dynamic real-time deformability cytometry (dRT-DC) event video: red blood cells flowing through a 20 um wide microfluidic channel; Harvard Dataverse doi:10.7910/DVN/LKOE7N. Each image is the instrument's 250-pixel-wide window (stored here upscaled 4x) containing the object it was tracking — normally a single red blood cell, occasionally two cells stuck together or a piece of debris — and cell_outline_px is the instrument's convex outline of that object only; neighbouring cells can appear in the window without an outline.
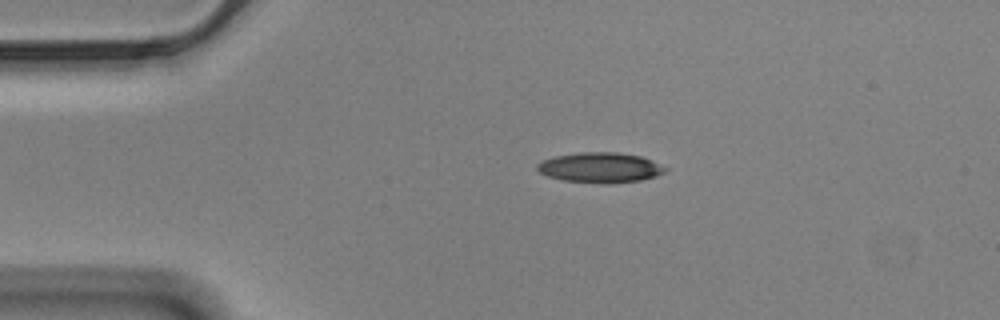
{"species": "Egyptian fruit bat (a non-hibernating species)", "species_latin": "Rousettus aegyptiacus", "temperature_condition": "cold", "stored_images_in_passage": 47, "camera_frame_rate_fps": 3000, "um_per_image_px": 0.085, "animal": {"sex": "male"}, "frame": {"image": 1, "passage_image": 1, "time_ms": 0.0, "image_size_px": [1000, 320], "cell_outline_px": [[668, 168], [664, 172], [656, 176], [640, 180], [608, 184], [560, 180], [548, 176], [540, 172], [536, 168], [536, 164], [544, 160], [556, 156], [580, 152], [616, 152], [640, 156], [652, 160]], "centroid_in_image_um": [51.02, 14.25], "position_along_channel_um": 34.0, "area_um2": 22.48}}
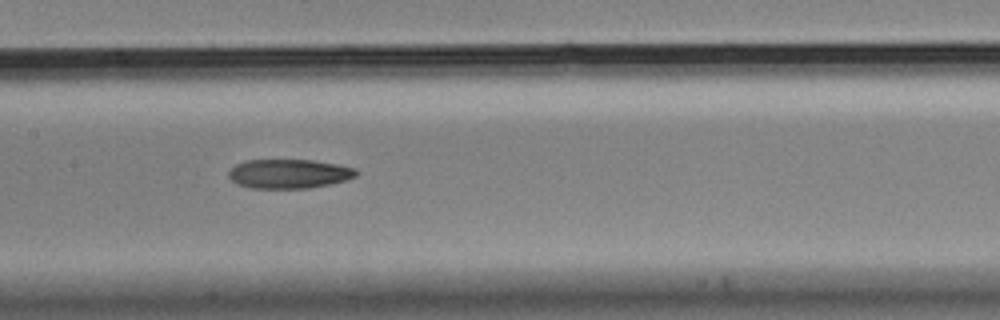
{"frame": {"image": 2, "passage_image": 17, "time_ms": 5.333, "image_size_px": [1000, 320], "cell_outline_px": [[360, 172], [356, 176], [348, 180], [308, 188], [252, 188], [236, 184], [228, 176], [228, 172], [236, 164], [248, 160], [312, 160], [340, 164], [356, 168]], "centroid_in_image_um": [24.61, 14.76], "position_along_channel_um": 182.8, "area_um2": 21.85}}
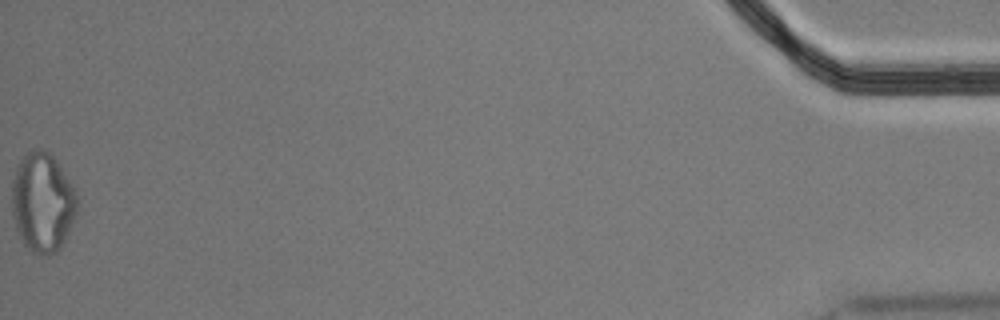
{"frame": {"image": 3, "passage_image": 47, "time_ms": 15.333, "image_size_px": [1000, 320], "cell_outline_px": [[76, 216], [60, 248], [56, 252], [48, 256], [40, 256], [32, 252], [24, 244], [16, 228], [12, 212], [12, 180], [16, 168], [20, 160], [32, 148], [40, 148], [48, 152], [56, 160], [76, 188]], "centroid_in_image_um": [3.62, 17.2], "position_along_channel_um": 431.6, "area_um2": 38.03}}